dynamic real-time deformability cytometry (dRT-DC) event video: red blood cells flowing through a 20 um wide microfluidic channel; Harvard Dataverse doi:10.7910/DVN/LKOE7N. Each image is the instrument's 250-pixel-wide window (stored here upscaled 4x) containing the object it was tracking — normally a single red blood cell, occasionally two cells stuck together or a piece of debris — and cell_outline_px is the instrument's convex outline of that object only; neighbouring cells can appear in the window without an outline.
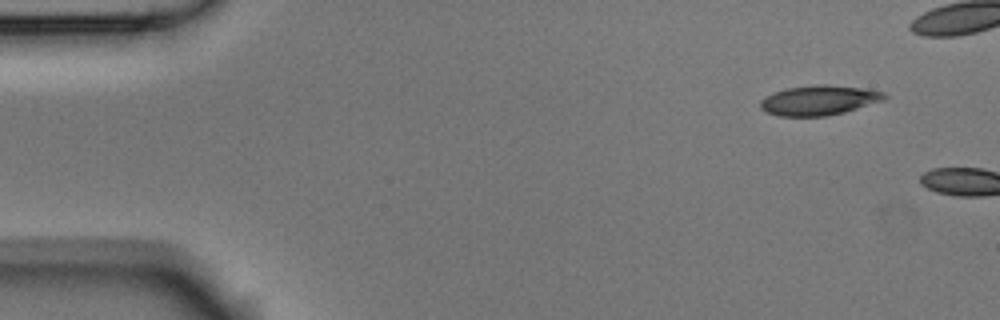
{"species": "Egyptian fruit bat (a non-hibernating species)", "species_latin": "Rousettus aegyptiacus", "temperature_condition": "room temperature", "stored_images_in_passage": 2, "camera_frame_rate_fps": 3000, "um_per_image_px": 0.085, "animal": {"sex": "male"}, "frame": {"image": 1, "passage_image": 1, "time_ms": 0.0, "image_size_px": [1000, 320], "cell_outline_px": [[888, 96], [884, 100], [844, 112], [828, 116], [780, 116], [764, 112], [760, 108], [760, 100], [764, 96], [784, 88], [816, 84], [824, 84], [860, 88], [884, 92]], "centroid_in_image_um": [69.56, 8.52], "position_along_channel_um": 15.4, "area_um2": 21.68}}